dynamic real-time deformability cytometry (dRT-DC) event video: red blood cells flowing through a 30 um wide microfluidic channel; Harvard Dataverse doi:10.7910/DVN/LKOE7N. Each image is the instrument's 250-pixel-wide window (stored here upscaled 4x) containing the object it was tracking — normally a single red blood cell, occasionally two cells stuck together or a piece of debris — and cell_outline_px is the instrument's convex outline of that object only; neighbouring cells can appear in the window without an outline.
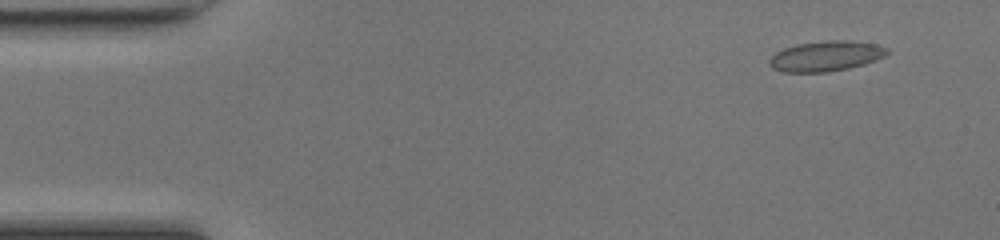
{"species": "common noctule bat (a hibernating species)", "species_latin": "Nyctalus noctula", "temperature_condition": "room temperature", "stored_images_in_passage": 48, "camera_frame_rate_fps": 3000, "um_per_image_px": 0.085, "animal": {"sex": "female", "body_mass_g": 17.0, "forearm_length_mm": 48.0}, "frame": {"image": 1, "passage_image": 4, "time_ms": 1.0, "image_size_px": [1000, 240], "cell_outline_px": [[892, 52], [876, 60], [864, 64], [848, 68], [828, 72], [784, 72], [772, 68], [768, 64], [768, 60], [776, 52], [784, 48], [796, 44], [828, 40], [848, 40], [876, 44], [888, 48]], "centroid_in_image_um": [70.21, 4.76], "position_along_channel_um": 14.8, "area_um2": 20.92}}
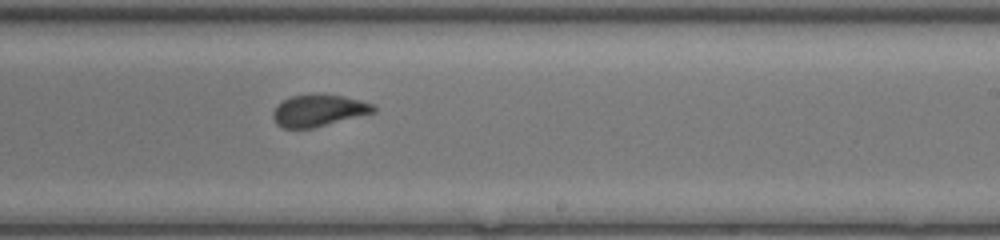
{"frame": {"image": 2, "passage_image": 29, "time_ms": 9.333, "image_size_px": [1000, 240], "cell_outline_px": [[376, 112], [312, 128], [280, 128], [276, 124], [272, 116], [272, 112], [276, 104], [292, 96], [316, 92], [344, 96], [360, 100], [372, 104], [376, 108]], "centroid_in_image_um": [27.04, 9.37], "position_along_channel_um": 262.0, "area_um2": 18.96}}
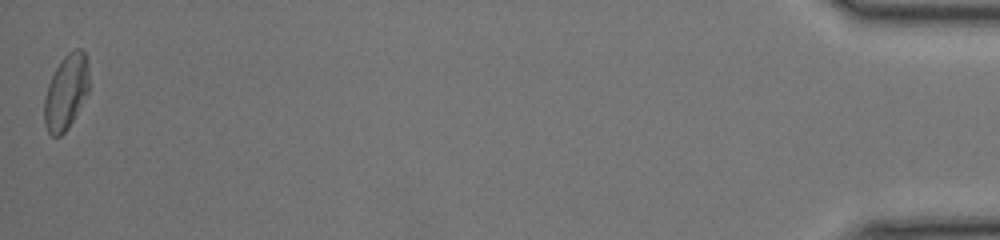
{"frame": {"image": 3, "passage_image": 48, "time_ms": 15.667, "image_size_px": [1000, 240], "cell_outline_px": [[88, 92], [68, 128], [60, 136], [52, 136], [48, 132], [44, 124], [44, 96], [48, 84], [60, 60], [68, 52], [76, 48], [80, 48], [84, 52], [88, 60]], "centroid_in_image_um": [5.6, 7.81], "position_along_channel_um": 429.6, "area_um2": 19.54}, "authors_computed_cell_mechanics": {"area_um2": 19.4786, "velocity_mm_per_s": 4.2936, "shape_relaxation_time_tau1_ms": 7.3413, "shape_relaxation_time_tau2_ms": 0.8096, "deformation_change_tau1": 0.1862, "deformation_change_tau2": 0.059}}